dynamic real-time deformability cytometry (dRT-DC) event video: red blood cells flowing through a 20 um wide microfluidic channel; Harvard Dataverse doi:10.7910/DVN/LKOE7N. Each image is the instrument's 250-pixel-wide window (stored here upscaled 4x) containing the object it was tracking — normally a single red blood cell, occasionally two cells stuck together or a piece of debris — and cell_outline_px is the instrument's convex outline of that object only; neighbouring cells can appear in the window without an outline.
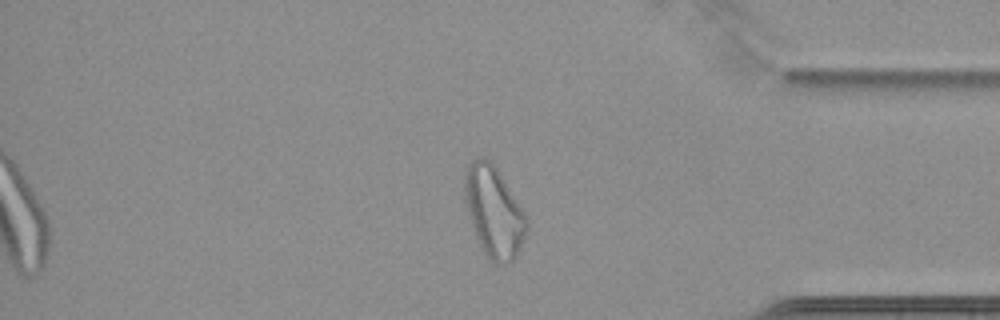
{"species": "common noctule bat (a hibernating species)", "species_latin": "Nyctalus noctula", "temperature_condition": "cold", "stored_images_in_passage": 65, "camera_frame_rate_fps": 3000, "um_per_image_px": 0.085, "animal": {"sex": "female", "body_mass_g": 22.7, "forearm_length_mm": 54.2}, "frame": {"image": 1, "passage_image": 56, "time_ms": 18.333, "image_size_px": [1000, 320], "cell_outline_px": [[528, 228], [516, 256], [508, 264], [496, 264], [484, 252], [476, 236], [468, 212], [464, 196], [464, 172], [468, 164], [472, 160], [480, 156], [484, 156], [492, 160], [524, 212], [528, 220]], "centroid_in_image_um": [41.97, 17.95], "position_along_channel_um": 393.2, "area_um2": 32.66}}